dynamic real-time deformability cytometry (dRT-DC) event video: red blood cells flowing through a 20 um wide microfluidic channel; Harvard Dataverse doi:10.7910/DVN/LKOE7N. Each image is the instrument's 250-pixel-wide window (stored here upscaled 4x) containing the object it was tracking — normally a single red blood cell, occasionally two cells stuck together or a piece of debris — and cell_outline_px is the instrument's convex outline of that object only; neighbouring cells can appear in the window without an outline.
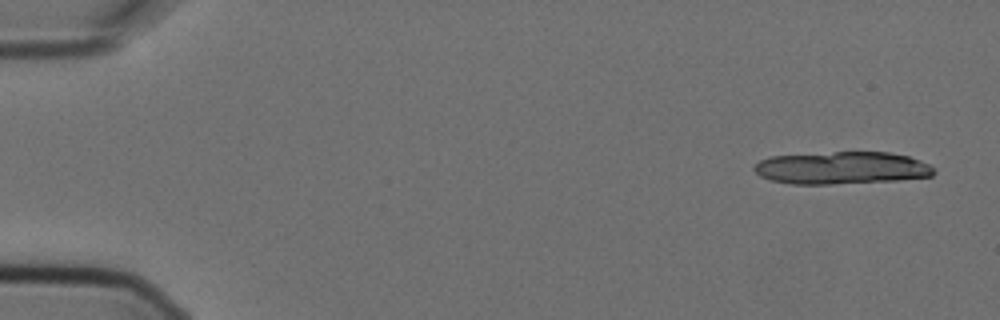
{"species": "Egyptian fruit bat (a non-hibernating species)", "species_latin": "Rousettus aegyptiacus", "temperature_condition": "cold", "stored_images_in_passage": 4, "camera_frame_rate_fps": 3000, "um_per_image_px": 0.085, "animal": {"sex": "female"}, "frame": {"image": 1, "passage_image": 1, "time_ms": 0.0, "image_size_px": [1000, 320], "cell_outline_px": [[936, 172], [932, 176], [896, 180], [828, 184], [792, 184], [772, 180], [760, 176], [752, 168], [760, 160], [772, 156], [836, 152], [888, 152], [908, 156], [920, 160], [928, 164]], "centroid_in_image_um": [71.54, 14.27], "position_along_channel_um": 13.5, "area_um2": 33.76}}